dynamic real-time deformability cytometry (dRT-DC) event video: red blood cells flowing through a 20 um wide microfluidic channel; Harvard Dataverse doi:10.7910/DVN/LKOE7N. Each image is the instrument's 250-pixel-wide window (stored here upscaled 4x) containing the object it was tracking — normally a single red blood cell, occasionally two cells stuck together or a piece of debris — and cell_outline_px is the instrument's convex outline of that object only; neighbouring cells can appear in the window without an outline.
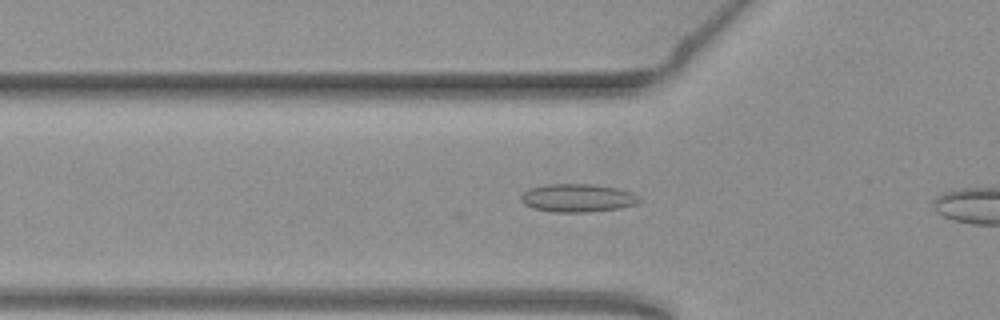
{"species": "common noctule bat (a hibernating species)", "species_latin": "Nyctalus noctula", "temperature_condition": "warm", "stored_images_in_passage": 10, "camera_frame_rate_fps": 3000, "um_per_image_px": 0.085, "animal": {"sex": "female", "body_mass_g": 19.3, "forearm_length_mm": 54.1}, "frame": {"image": 1, "passage_image": 8, "time_ms": 2.333, "image_size_px": [1000, 320], "cell_outline_px": [[644, 200], [640, 204], [620, 208], [588, 212], [556, 212], [536, 208], [524, 204], [520, 200], [520, 196], [528, 188], [544, 184], [596, 184], [616, 188], [632, 192], [640, 196]], "centroid_in_image_um": [49.16, 16.82], "position_along_channel_um": 76.6, "area_um2": 19.71}}